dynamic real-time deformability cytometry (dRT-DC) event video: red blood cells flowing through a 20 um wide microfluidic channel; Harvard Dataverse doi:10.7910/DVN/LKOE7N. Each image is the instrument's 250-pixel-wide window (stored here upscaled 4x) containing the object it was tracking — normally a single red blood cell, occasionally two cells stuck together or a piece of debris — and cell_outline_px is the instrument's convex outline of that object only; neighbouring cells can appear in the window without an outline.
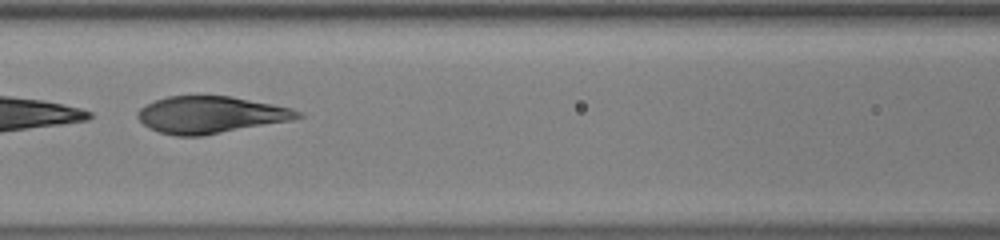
{"species": "human", "species_latin": "Homo sapiens", "temperature_condition": "warm", "stored_images_in_passage": 29, "camera_frame_rate_fps": 3000, "um_per_image_px": 0.085, "donor": {"sex": "male"}, "frame": {"image": 1, "passage_image": 22, "time_ms": 7.0, "image_size_px": [1000, 240], "cell_outline_px": [[304, 116], [292, 120], [204, 136], [176, 136], [160, 132], [148, 128], [136, 116], [136, 112], [140, 108], [156, 100], [168, 96], [232, 96], [292, 108], [300, 112]], "centroid_in_image_um": [17.9, 9.76], "position_along_channel_um": 148.7, "area_um2": 34.51}}